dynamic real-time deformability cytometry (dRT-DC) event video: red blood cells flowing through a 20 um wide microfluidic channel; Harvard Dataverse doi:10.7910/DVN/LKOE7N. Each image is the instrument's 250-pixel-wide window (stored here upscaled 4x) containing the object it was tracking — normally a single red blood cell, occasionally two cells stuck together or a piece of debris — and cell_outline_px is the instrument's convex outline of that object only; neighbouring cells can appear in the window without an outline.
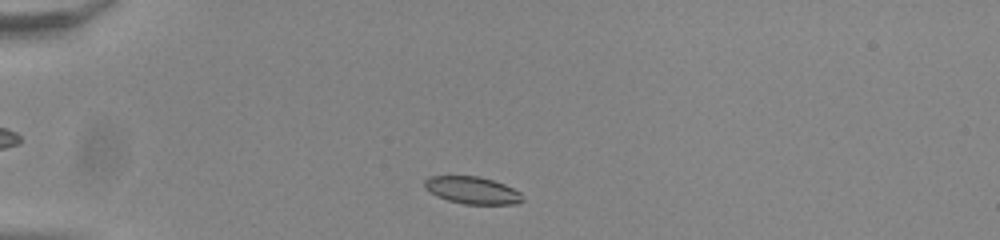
{"species": "common noctule bat (a hibernating species)", "species_latin": "Nyctalus noctula", "temperature_condition": "room temperature", "stored_images_in_passage": 44, "camera_frame_rate_fps": 3000, "um_per_image_px": 0.085, "animal": {"sex": "male", "body_mass_g": 20.0, "forearm_length_mm": 53.3}, "frame": {"image": 1, "passage_image": 4, "time_ms": 1.0, "image_size_px": [1000, 240], "cell_outline_px": [[524, 200], [516, 204], [464, 204], [448, 200], [436, 196], [424, 188], [424, 180], [428, 176], [480, 176], [504, 184], [520, 192]], "centroid_in_image_um": [40.12, 16.17], "position_along_channel_um": 44.9, "area_um2": 15.61}}
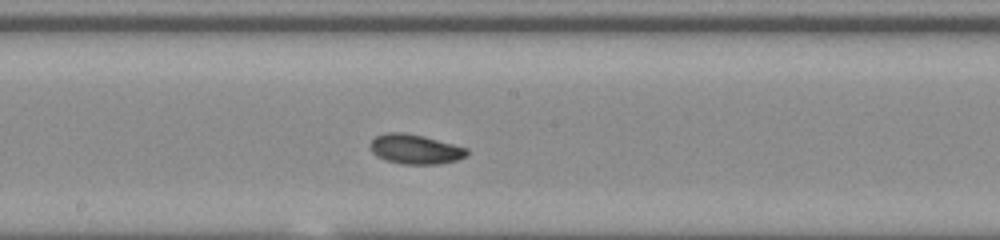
{"frame": {"image": 2, "passage_image": 20, "time_ms": 6.333, "image_size_px": [1000, 240], "cell_outline_px": [[468, 156], [456, 160], [440, 164], [400, 164], [384, 160], [376, 156], [372, 152], [372, 140], [376, 136], [388, 132], [404, 132], [424, 136], [468, 148]], "centroid_in_image_um": [35.32, 12.69], "position_along_channel_um": 212.9, "area_um2": 16.76}}
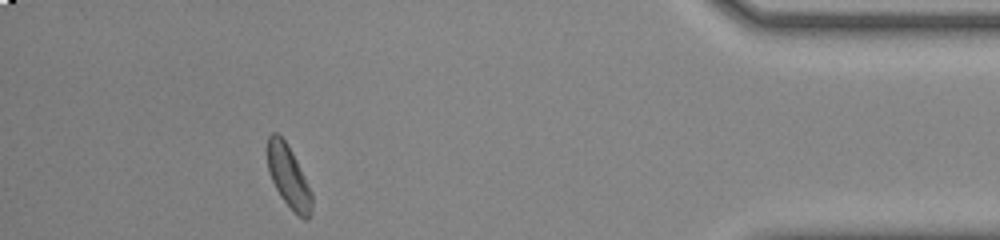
{"frame": {"image": 3, "passage_image": 39, "time_ms": 12.667, "image_size_px": [1000, 240], "cell_outline_px": [[312, 212], [308, 220], [304, 220], [280, 196], [268, 172], [268, 136], [272, 132], [276, 132], [288, 144], [312, 192]], "centroid_in_image_um": [24.54, 15.01], "position_along_channel_um": 410.7, "area_um2": 15.84}, "authors_computed_cell_mechanics": {"area_um2": 16.3285, "velocity_mm_per_s": 3.8255, "shape_relaxation_time_tau1_ms": 2.2375, "shape_relaxation_time_tau2_ms": 3.1257, "deformation_change_tau1": 0.092, "deformation_change_tau2": 0.0714}}